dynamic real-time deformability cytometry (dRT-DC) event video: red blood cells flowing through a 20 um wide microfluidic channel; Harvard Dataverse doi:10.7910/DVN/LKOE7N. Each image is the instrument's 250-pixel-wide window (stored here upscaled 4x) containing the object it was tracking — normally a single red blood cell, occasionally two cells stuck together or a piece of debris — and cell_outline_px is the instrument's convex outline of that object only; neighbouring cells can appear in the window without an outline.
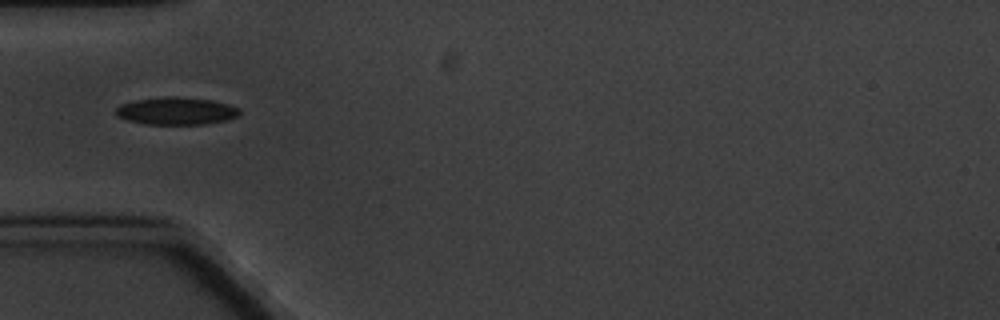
{"species": "common noctule bat (a hibernating species)", "species_latin": "Nyctalus noctula", "temperature_condition": "cold", "stored_images_in_passage": 4, "camera_frame_rate_fps": 3000, "um_per_image_px": 0.085, "animal": {"sex": "male", "body_mass_g": 20.1, "forearm_length_mm": 53.5}, "frame": {"image": 1, "passage_image": 1, "time_ms": 0.0, "image_size_px": [1000, 320], "cell_outline_px": [[240, 116], [224, 120], [204, 124], [144, 124], [124, 120], [116, 116], [116, 108], [120, 104], [132, 100], [164, 96], [176, 96], [212, 100], [240, 108]], "centroid_in_image_um": [14.93, 9.42], "position_along_channel_um": 70.1, "area_um2": 20.06}}